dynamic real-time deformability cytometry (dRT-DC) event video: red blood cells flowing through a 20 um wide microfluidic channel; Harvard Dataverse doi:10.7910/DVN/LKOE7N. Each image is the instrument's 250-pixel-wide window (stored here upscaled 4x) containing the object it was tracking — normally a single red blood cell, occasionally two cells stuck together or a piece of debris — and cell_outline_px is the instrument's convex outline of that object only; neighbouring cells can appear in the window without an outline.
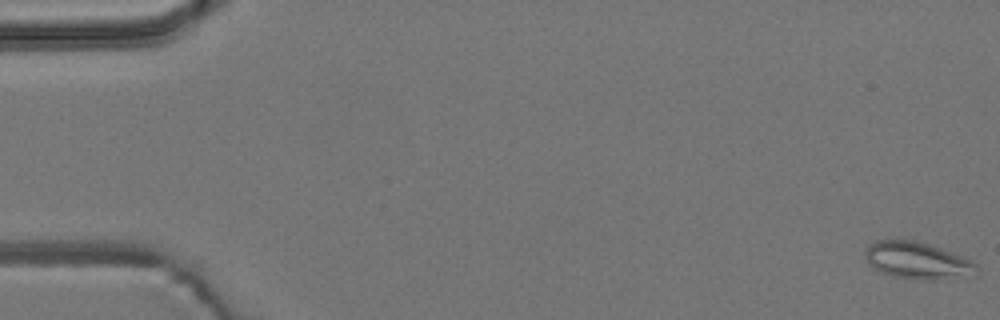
{"species": "common noctule bat (a hibernating species)", "species_latin": "Nyctalus noctula", "temperature_condition": "room temperature", "stored_images_in_passage": 56, "camera_frame_rate_fps": 3000, "um_per_image_px": 0.085, "animal": {"sex": "male", "body_mass_g": 19.2, "forearm_length_mm": 51.8}, "frame": {"image": 1, "passage_image": 1, "time_ms": 0.0, "image_size_px": [1000, 320], "cell_outline_px": [[980, 272], [976, 276], [932, 280], [892, 276], [880, 272], [872, 268], [868, 264], [864, 256], [864, 252], [868, 244], [876, 240], [916, 240], [952, 252], [972, 260], [976, 264]], "centroid_in_image_um": [77.99, 22.15], "position_along_channel_um": 7.0, "area_um2": 24.39}}
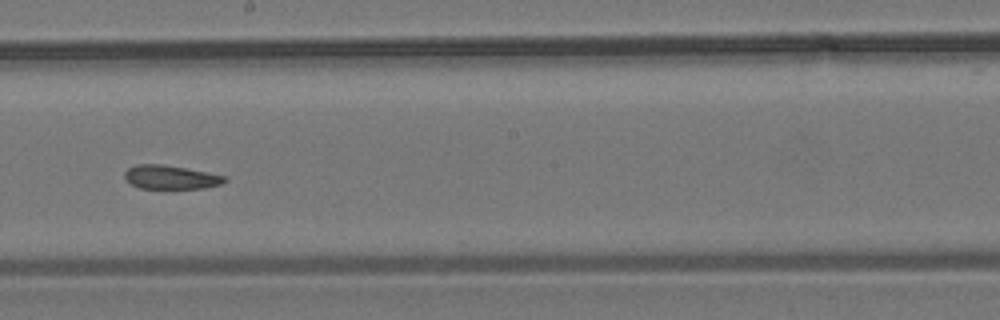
{"frame": {"image": 2, "passage_image": 31, "time_ms": 10.0, "image_size_px": [1000, 320], "cell_outline_px": [[228, 180], [220, 184], [204, 188], [140, 188], [132, 184], [124, 176], [124, 172], [128, 168], [136, 164], [164, 164], [208, 172], [228, 176]], "centroid_in_image_um": [14.54, 15.05], "position_along_channel_um": 233.7, "area_um2": 13.87}}
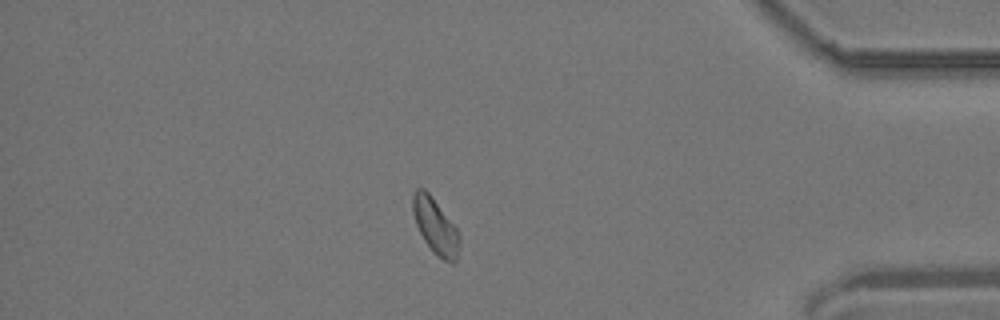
{"frame": {"image": 3, "passage_image": 47, "time_ms": 15.333, "image_size_px": [1000, 320], "cell_outline_px": [[460, 240], [456, 260], [452, 264], [444, 260], [424, 240], [416, 224], [412, 212], [412, 192], [416, 188], [424, 188], [428, 192], [456, 228], [460, 236]], "centroid_in_image_um": [36.99, 19.18], "position_along_channel_um": 398.2, "area_um2": 14.74}}